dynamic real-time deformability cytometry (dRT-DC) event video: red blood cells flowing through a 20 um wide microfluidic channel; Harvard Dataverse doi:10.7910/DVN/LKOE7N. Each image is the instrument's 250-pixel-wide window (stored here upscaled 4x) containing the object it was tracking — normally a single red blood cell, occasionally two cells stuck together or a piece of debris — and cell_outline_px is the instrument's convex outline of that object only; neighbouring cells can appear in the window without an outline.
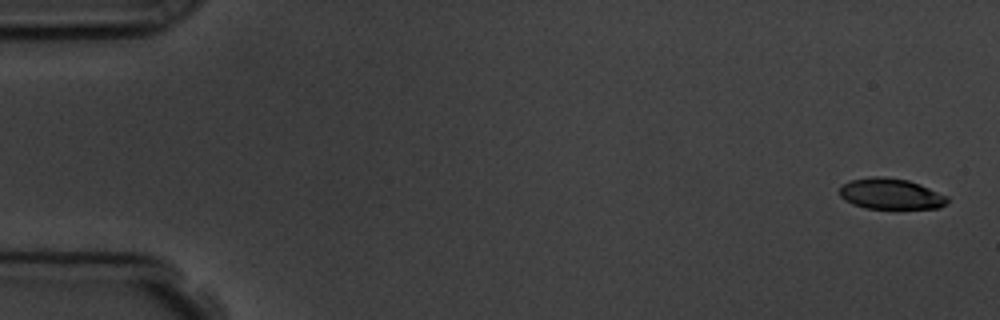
{"species": "common noctule bat (a hibernating species)", "species_latin": "Nyctalus noctula", "temperature_condition": "room temperature", "stored_images_in_passage": 6, "camera_frame_rate_fps": 3000, "um_per_image_px": 0.085, "animal": {"sex": "male", "body_mass_g": 19.5, "forearm_length_mm": 54.6}, "frame": {"image": 1, "passage_image": 1, "time_ms": 0.0, "image_size_px": [1000, 320], "cell_outline_px": [[948, 204], [940, 208], [864, 208], [852, 204], [844, 200], [840, 196], [840, 188], [844, 184], [852, 180], [872, 176], [880, 176], [908, 180], [920, 184], [948, 196]], "centroid_in_image_um": [75.73, 16.48], "position_along_channel_um": 9.3, "area_um2": 19.36}}
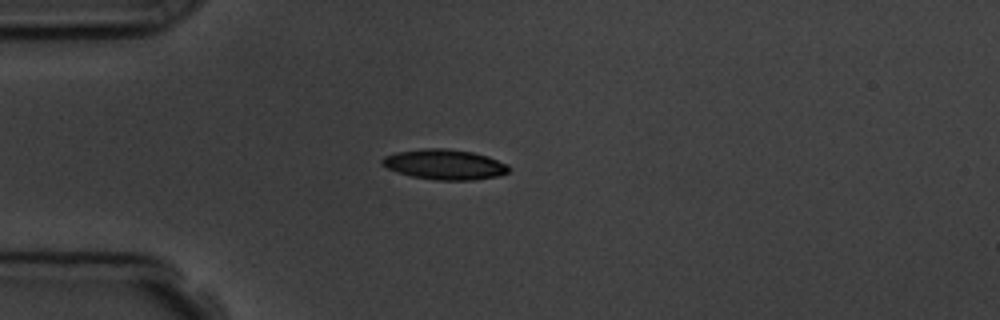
{"frame": {"image": 2, "passage_image": 4, "time_ms": 4.333, "image_size_px": [1000, 320], "cell_outline_px": [[512, 168], [508, 172], [500, 176], [476, 180], [436, 180], [412, 176], [396, 172], [380, 164], [380, 160], [384, 156], [396, 152], [424, 148], [444, 148], [472, 152], [488, 156], [508, 164]], "centroid_in_image_um": [37.81, 13.98], "position_along_channel_um": 47.2, "area_um2": 22.54}}